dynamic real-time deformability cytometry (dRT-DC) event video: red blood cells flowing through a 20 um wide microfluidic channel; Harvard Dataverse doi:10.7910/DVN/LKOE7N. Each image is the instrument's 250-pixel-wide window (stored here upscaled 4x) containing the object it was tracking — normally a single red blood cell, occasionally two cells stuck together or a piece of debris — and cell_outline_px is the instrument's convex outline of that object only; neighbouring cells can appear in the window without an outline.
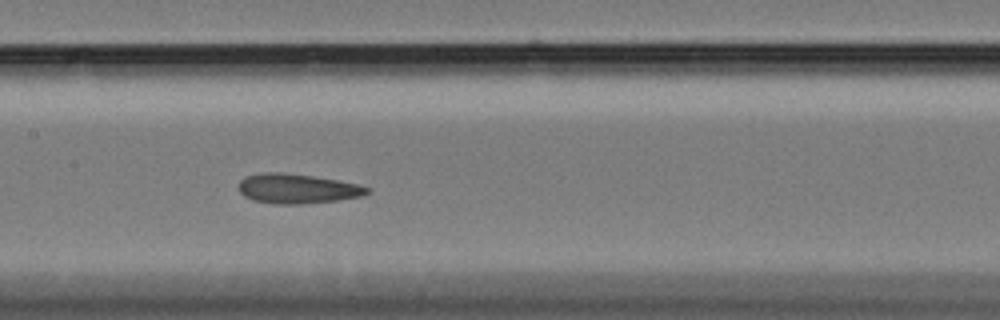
{"species": "Egyptian fruit bat (a non-hibernating species)", "species_latin": "Rousettus aegyptiacus", "temperature_condition": "cold", "stored_images_in_passage": 29, "camera_frame_rate_fps": 3000, "um_per_image_px": 0.085, "animal": {"sex": "female"}, "frame": {"image": 1, "passage_image": 29, "time_ms": 9.333, "image_size_px": [1000, 320], "cell_outline_px": [[372, 188], [364, 196], [336, 200], [300, 204], [272, 204], [252, 200], [244, 196], [240, 192], [240, 180], [244, 176], [264, 172], [280, 172], [312, 176], [360, 184]], "centroid_in_image_um": [25.27, 16.04], "position_along_channel_um": 182.1, "area_um2": 22.25}}